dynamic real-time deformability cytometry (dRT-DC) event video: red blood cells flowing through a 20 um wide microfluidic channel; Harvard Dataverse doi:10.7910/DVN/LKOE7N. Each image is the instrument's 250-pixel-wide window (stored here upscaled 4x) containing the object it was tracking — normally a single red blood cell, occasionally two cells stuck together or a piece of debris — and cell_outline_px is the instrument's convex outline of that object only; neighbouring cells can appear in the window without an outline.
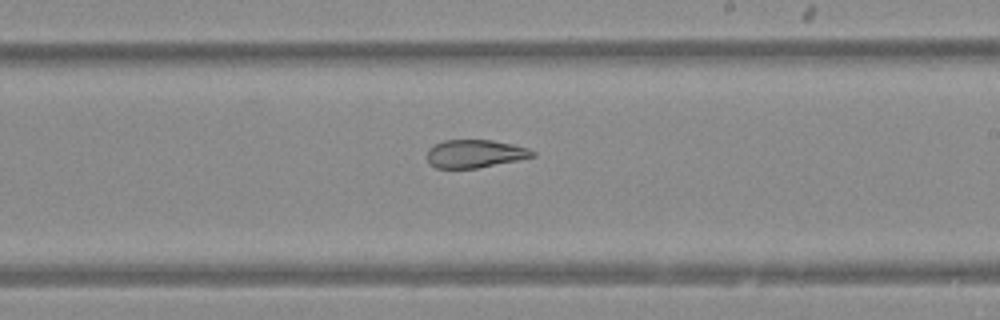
{"species": "Egyptian fruit bat (a non-hibernating species)", "species_latin": "Rousettus aegyptiacus", "temperature_condition": "warm", "stored_images_in_passage": 36, "camera_frame_rate_fps": 3000, "um_per_image_px": 0.085, "animal": {"sex": "female"}, "frame": {"image": 1, "passage_image": 26, "time_ms": 8.333, "image_size_px": [1000, 320], "cell_outline_px": [[536, 156], [476, 168], [436, 168], [428, 164], [428, 148], [444, 140], [492, 140], [512, 144], [528, 148], [536, 152]], "centroid_in_image_um": [40.36, 13.06], "position_along_channel_um": 248.6, "area_um2": 17.11}}